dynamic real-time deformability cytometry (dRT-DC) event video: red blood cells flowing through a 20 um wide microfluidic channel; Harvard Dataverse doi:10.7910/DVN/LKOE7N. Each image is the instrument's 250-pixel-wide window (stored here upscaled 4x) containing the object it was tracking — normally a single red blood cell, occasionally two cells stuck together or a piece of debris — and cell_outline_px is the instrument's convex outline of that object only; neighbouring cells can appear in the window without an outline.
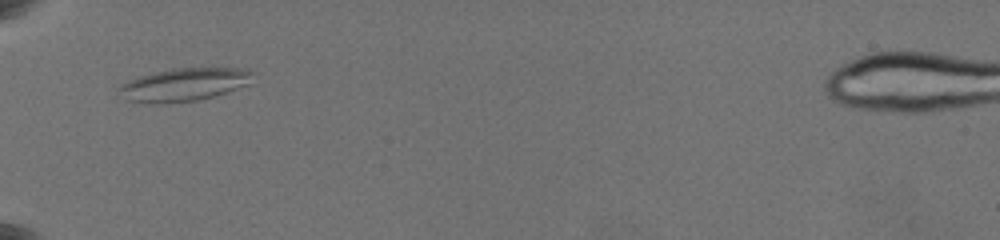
{"species": "common noctule bat (a hibernating species)", "species_latin": "Nyctalus noctula", "temperature_condition": "warm", "stored_images_in_passage": 6, "camera_frame_rate_fps": 3000, "um_per_image_px": 0.085, "animal": {"sex": "female", "body_mass_g": 19.5, "forearm_length_mm": 54.1}, "frame": {"image": 1, "passage_image": 4, "time_ms": 3.0, "image_size_px": [1000, 240], "cell_outline_px": [[252, 72], [248, 84], [212, 96], [196, 100], [160, 104], [148, 104], [128, 100], [116, 88], [120, 84], [128, 80], [152, 72], [172, 68], [248, 68]], "centroid_in_image_um": [15.57, 7.18], "position_along_channel_um": 69.4, "area_um2": 25.55}}
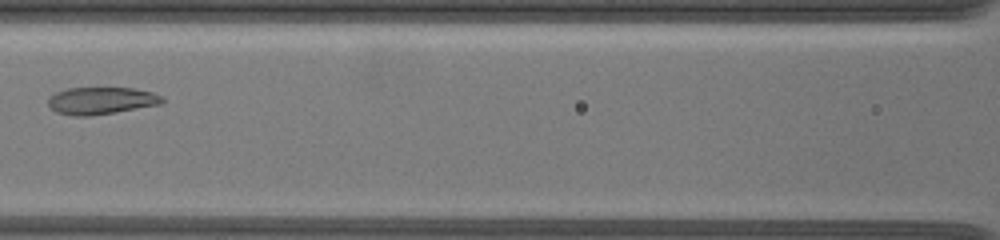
{"frame": {"image": 2, "passage_image": 6, "time_ms": 5.667, "image_size_px": [1000, 240], "cell_outline_px": [[164, 100], [160, 104], [116, 112], [88, 116], [72, 116], [56, 112], [48, 104], [48, 96], [56, 92], [68, 88], [136, 88], [152, 92], [160, 96]], "centroid_in_image_um": [8.57, 8.55], "position_along_channel_um": 158.0, "area_um2": 18.03}}